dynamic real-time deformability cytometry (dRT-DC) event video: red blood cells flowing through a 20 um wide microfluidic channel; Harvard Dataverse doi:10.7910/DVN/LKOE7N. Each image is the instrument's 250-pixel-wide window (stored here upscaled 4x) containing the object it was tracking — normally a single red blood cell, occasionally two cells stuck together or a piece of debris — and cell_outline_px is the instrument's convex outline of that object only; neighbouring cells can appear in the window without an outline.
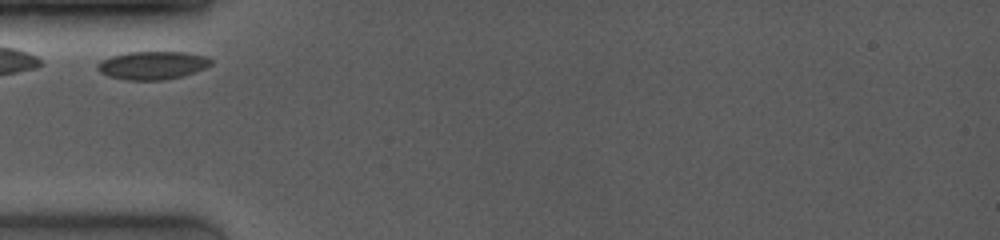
{"species": "common noctule bat (a hibernating species)", "species_latin": "Nyctalus noctula", "temperature_condition": "room temperature", "stored_images_in_passage": 3, "camera_frame_rate_fps": 4000, "um_per_image_px": 0.085, "animal": {"sex": "female", "body_mass_g": 19.0, "forearm_length_mm": 53.3}, "frame": {"image": 1, "passage_image": 1, "time_ms": 0.0, "image_size_px": [1000, 240], "cell_outline_px": [[212, 64], [196, 72], [184, 76], [164, 80], [124, 80], [108, 76], [100, 72], [96, 68], [96, 64], [100, 60], [112, 56], [128, 52], [184, 52], [204, 56], [212, 60]], "centroid_in_image_um": [12.93, 5.56], "position_along_channel_um": 72.1, "area_um2": 18.73}}
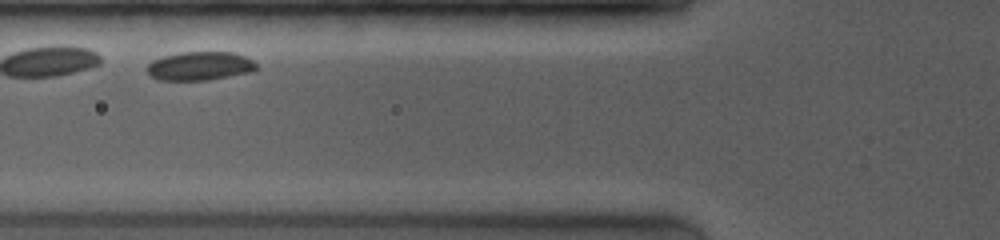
{"frame": {"image": 2, "passage_image": 2, "time_ms": 1.0, "image_size_px": [1000, 240], "cell_outline_px": [[260, 68], [252, 72], [208, 80], [156, 80], [148, 72], [148, 64], [152, 60], [160, 56], [180, 52], [232, 52], [244, 56], [252, 60]], "centroid_in_image_um": [16.99, 5.61], "position_along_channel_um": 108.8, "area_um2": 18.44}}